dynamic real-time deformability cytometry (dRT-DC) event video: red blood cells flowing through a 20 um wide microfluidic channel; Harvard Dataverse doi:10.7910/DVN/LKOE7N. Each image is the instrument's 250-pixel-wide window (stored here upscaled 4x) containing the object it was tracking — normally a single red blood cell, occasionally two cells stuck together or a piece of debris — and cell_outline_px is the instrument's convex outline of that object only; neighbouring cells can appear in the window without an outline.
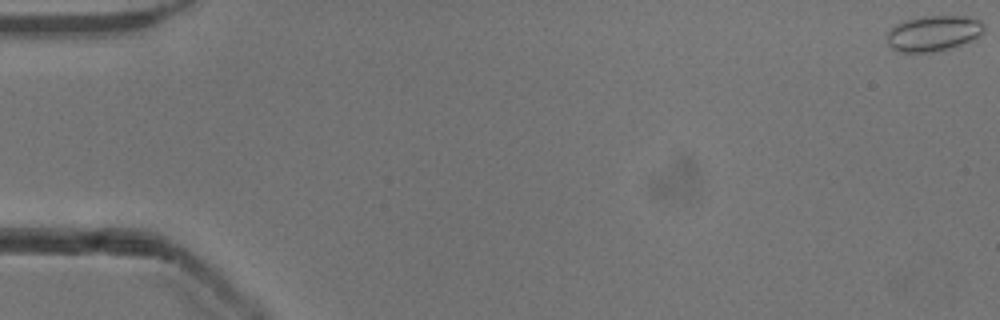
{"species": "common noctule bat (a hibernating species)", "species_latin": "Nyctalus noctula", "temperature_condition": "cold", "stored_images_in_passage": 54, "camera_frame_rate_fps": 3000, "um_per_image_px": 0.085, "animal": {"sex": "male", "body_mass_g": 13.3}, "frame": {"image": 1, "passage_image": 1, "time_ms": 0.0, "image_size_px": [1000, 320], "cell_outline_px": [[984, 32], [972, 40], [952, 48], [932, 52], [900, 52], [892, 48], [888, 44], [888, 32], [896, 24], [920, 16], [964, 16], [980, 20], [984, 24]], "centroid_in_image_um": [79.37, 2.83], "position_along_channel_um": 5.6, "area_um2": 20.06}}
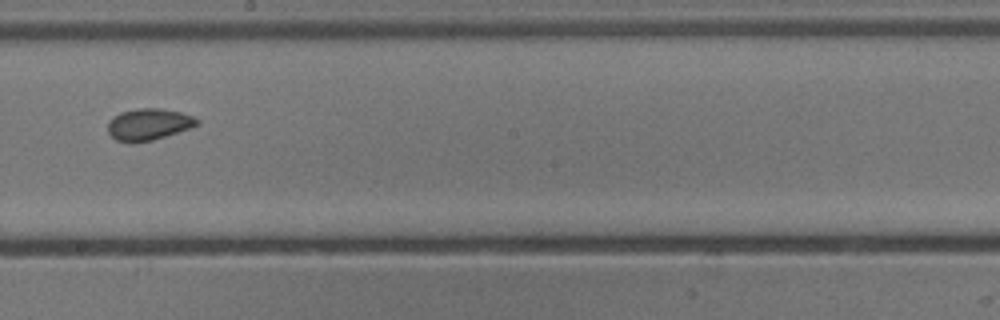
{"frame": {"image": 2, "passage_image": 31, "time_ms": 10.0, "image_size_px": [1000, 320], "cell_outline_px": [[200, 124], [152, 140], [116, 140], [108, 132], [108, 120], [112, 116], [120, 112], [136, 108], [160, 108], [180, 112], [192, 116], [200, 120]], "centroid_in_image_um": [12.63, 10.52], "position_along_channel_um": 235.6, "area_um2": 16.01}}
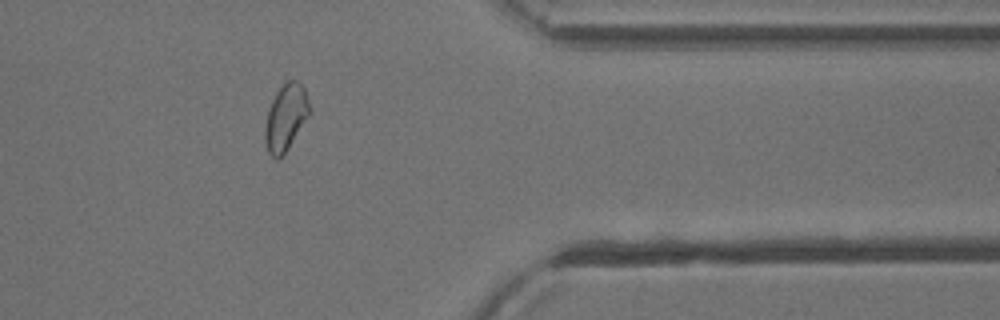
{"frame": {"image": 3, "passage_image": 44, "time_ms": 14.333, "image_size_px": [1000, 320], "cell_outline_px": [[312, 112], [288, 148], [276, 160], [268, 152], [264, 140], [264, 128], [268, 108], [276, 92], [288, 80], [296, 80], [304, 88]], "centroid_in_image_um": [24.29, 9.98], "position_along_channel_um": 387.1, "area_um2": 17.22}, "authors_computed_cell_mechanics": {"area_um2": 17.2244, "velocity_mm_per_s": 3.9046, "shape_relaxation_time_tau1_ms": null, "shape_relaxation_time_tau2_ms": 1.4012, "deformation_change_tau1": null, "deformation_change_tau2": 0.0582}}